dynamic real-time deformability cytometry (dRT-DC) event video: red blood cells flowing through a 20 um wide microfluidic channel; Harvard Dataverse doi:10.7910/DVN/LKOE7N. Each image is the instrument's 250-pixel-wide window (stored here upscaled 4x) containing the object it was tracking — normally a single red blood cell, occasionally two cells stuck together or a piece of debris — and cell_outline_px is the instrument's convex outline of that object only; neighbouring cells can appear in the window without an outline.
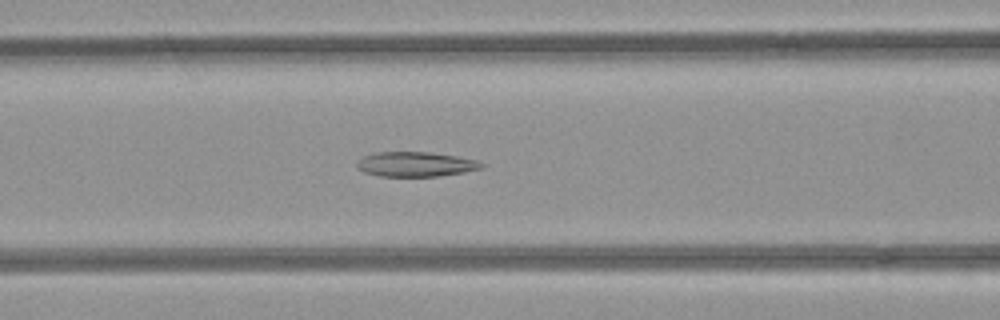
{"species": "common noctule bat (a hibernating species)", "species_latin": "Nyctalus noctula", "temperature_condition": "room temperature", "stored_images_in_passage": 52, "camera_frame_rate_fps": 3000, "um_per_image_px": 0.085, "animal": {"sex": "female", "body_mass_g": 21.9}, "frame": {"image": 1, "passage_image": 22, "time_ms": 7.0, "image_size_px": [1000, 320], "cell_outline_px": [[484, 168], [464, 172], [436, 176], [380, 176], [364, 172], [356, 168], [356, 164], [364, 156], [376, 152], [428, 152], [456, 156], [476, 160], [484, 164]], "centroid_in_image_um": [35.33, 13.96], "position_along_channel_um": 131.3, "area_um2": 17.86}}
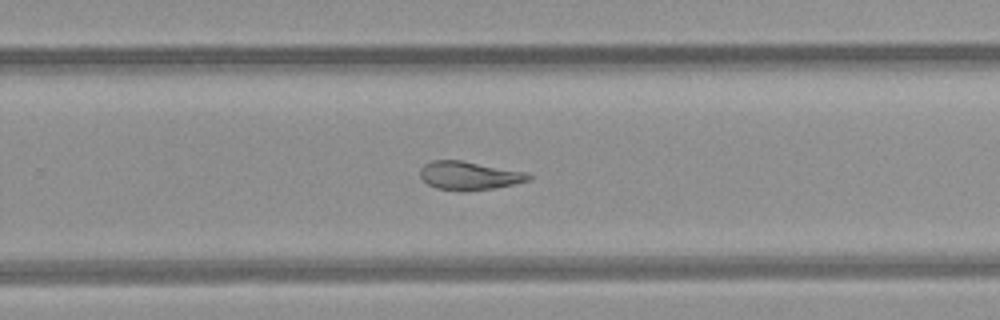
{"frame": {"image": 2, "passage_image": 34, "time_ms": 11.0, "image_size_px": [1000, 320], "cell_outline_px": [[532, 180], [496, 188], [436, 188], [428, 184], [420, 176], [420, 168], [424, 164], [432, 160], [460, 160], [528, 172], [532, 176]], "centroid_in_image_um": [39.93, 14.88], "position_along_channel_um": 289.9, "area_um2": 17.4}}
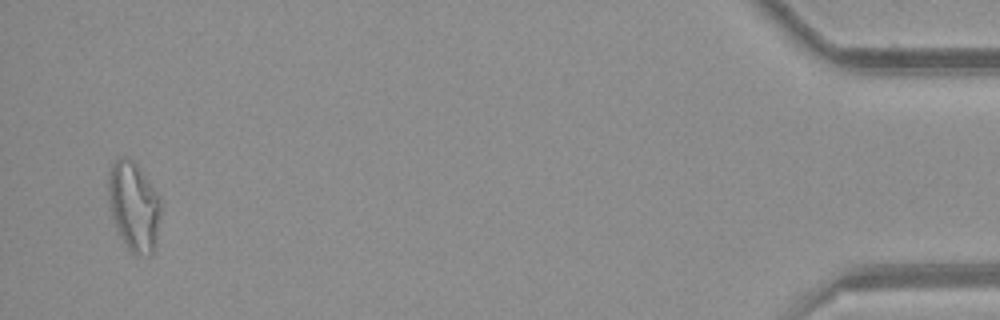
{"frame": {"image": 3, "passage_image": 51, "time_ms": 16.667, "image_size_px": [1000, 320], "cell_outline_px": [[160, 216], [156, 244], [152, 252], [132, 252], [124, 244], [120, 236], [112, 216], [108, 200], [108, 180], [112, 164], [116, 160], [132, 160], [136, 164], [160, 196]], "centroid_in_image_um": [11.38, 17.53], "position_along_channel_um": 423.8, "area_um2": 26.53}, "authors_computed_cell_mechanics": {"area_um2": 20.9814, "velocity_mm_per_s": 3.9748, "shape_relaxation_time_tau1_ms": null, "shape_relaxation_time_tau2_ms": 5.3331, "deformation_change_tau1": null, "deformation_change_tau2": 0.1384}}